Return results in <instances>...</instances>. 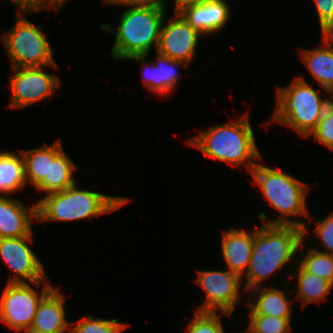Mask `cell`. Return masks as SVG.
<instances>
[{"mask_svg": "<svg viewBox=\"0 0 333 333\" xmlns=\"http://www.w3.org/2000/svg\"><path fill=\"white\" fill-rule=\"evenodd\" d=\"M25 333H49V332H45L39 329H33V328H29L27 330H25Z\"/></svg>", "mask_w": 333, "mask_h": 333, "instance_id": "35", "label": "cell"}, {"mask_svg": "<svg viewBox=\"0 0 333 333\" xmlns=\"http://www.w3.org/2000/svg\"><path fill=\"white\" fill-rule=\"evenodd\" d=\"M43 67L13 68L10 78L11 102L9 108H22L50 98L61 86L57 75L45 73Z\"/></svg>", "mask_w": 333, "mask_h": 333, "instance_id": "10", "label": "cell"}, {"mask_svg": "<svg viewBox=\"0 0 333 333\" xmlns=\"http://www.w3.org/2000/svg\"><path fill=\"white\" fill-rule=\"evenodd\" d=\"M110 0H103L104 4H107Z\"/></svg>", "mask_w": 333, "mask_h": 333, "instance_id": "36", "label": "cell"}, {"mask_svg": "<svg viewBox=\"0 0 333 333\" xmlns=\"http://www.w3.org/2000/svg\"><path fill=\"white\" fill-rule=\"evenodd\" d=\"M19 8V13H29L35 11H41L42 9L48 7L50 8L43 0H11Z\"/></svg>", "mask_w": 333, "mask_h": 333, "instance_id": "31", "label": "cell"}, {"mask_svg": "<svg viewBox=\"0 0 333 333\" xmlns=\"http://www.w3.org/2000/svg\"><path fill=\"white\" fill-rule=\"evenodd\" d=\"M32 234L16 238H0V256L15 272L7 283H27L24 280L27 279L39 288L40 284L47 280L43 264L28 245L33 243Z\"/></svg>", "mask_w": 333, "mask_h": 333, "instance_id": "11", "label": "cell"}, {"mask_svg": "<svg viewBox=\"0 0 333 333\" xmlns=\"http://www.w3.org/2000/svg\"><path fill=\"white\" fill-rule=\"evenodd\" d=\"M165 6L166 4H156L128 7L122 14L117 29L101 24L103 30L115 31L112 58L124 60L135 55H148L153 45L157 51L162 22L166 15Z\"/></svg>", "mask_w": 333, "mask_h": 333, "instance_id": "3", "label": "cell"}, {"mask_svg": "<svg viewBox=\"0 0 333 333\" xmlns=\"http://www.w3.org/2000/svg\"><path fill=\"white\" fill-rule=\"evenodd\" d=\"M298 273L297 277V293L296 299L301 301L302 307L306 304L320 303L321 300H326V296L329 294L333 285L318 277L317 275L311 274L305 271L300 265L296 269Z\"/></svg>", "mask_w": 333, "mask_h": 333, "instance_id": "22", "label": "cell"}, {"mask_svg": "<svg viewBox=\"0 0 333 333\" xmlns=\"http://www.w3.org/2000/svg\"><path fill=\"white\" fill-rule=\"evenodd\" d=\"M107 4H119L120 6L141 7L156 4H165L164 0H110Z\"/></svg>", "mask_w": 333, "mask_h": 333, "instance_id": "32", "label": "cell"}, {"mask_svg": "<svg viewBox=\"0 0 333 333\" xmlns=\"http://www.w3.org/2000/svg\"><path fill=\"white\" fill-rule=\"evenodd\" d=\"M20 152L24 159L26 180L36 187L44 178H48L49 145Z\"/></svg>", "mask_w": 333, "mask_h": 333, "instance_id": "23", "label": "cell"}, {"mask_svg": "<svg viewBox=\"0 0 333 333\" xmlns=\"http://www.w3.org/2000/svg\"><path fill=\"white\" fill-rule=\"evenodd\" d=\"M26 184L23 157L14 152L0 151V196L16 193Z\"/></svg>", "mask_w": 333, "mask_h": 333, "instance_id": "21", "label": "cell"}, {"mask_svg": "<svg viewBox=\"0 0 333 333\" xmlns=\"http://www.w3.org/2000/svg\"><path fill=\"white\" fill-rule=\"evenodd\" d=\"M248 333H289L291 318H280L269 315L249 314Z\"/></svg>", "mask_w": 333, "mask_h": 333, "instance_id": "26", "label": "cell"}, {"mask_svg": "<svg viewBox=\"0 0 333 333\" xmlns=\"http://www.w3.org/2000/svg\"><path fill=\"white\" fill-rule=\"evenodd\" d=\"M69 188L48 193L37 201V221H74L100 216L119 209L128 202L125 197L109 196L92 190Z\"/></svg>", "mask_w": 333, "mask_h": 333, "instance_id": "6", "label": "cell"}, {"mask_svg": "<svg viewBox=\"0 0 333 333\" xmlns=\"http://www.w3.org/2000/svg\"><path fill=\"white\" fill-rule=\"evenodd\" d=\"M148 55H135L127 60H135L141 62L143 67L144 84L146 87L155 93H160V95L170 92L176 86L179 81V75L177 73L176 68L178 67H187L189 64L184 63L182 61L173 60L168 58L167 56L161 55L157 52L156 58L157 62L154 63L149 61V63L145 59Z\"/></svg>", "mask_w": 333, "mask_h": 333, "instance_id": "14", "label": "cell"}, {"mask_svg": "<svg viewBox=\"0 0 333 333\" xmlns=\"http://www.w3.org/2000/svg\"><path fill=\"white\" fill-rule=\"evenodd\" d=\"M66 299L53 287L39 302L30 328L49 333H64L70 330V323L65 318Z\"/></svg>", "mask_w": 333, "mask_h": 333, "instance_id": "18", "label": "cell"}, {"mask_svg": "<svg viewBox=\"0 0 333 333\" xmlns=\"http://www.w3.org/2000/svg\"><path fill=\"white\" fill-rule=\"evenodd\" d=\"M33 218L37 220V203L25 210L23 201L0 196V238L30 235Z\"/></svg>", "mask_w": 333, "mask_h": 333, "instance_id": "15", "label": "cell"}, {"mask_svg": "<svg viewBox=\"0 0 333 333\" xmlns=\"http://www.w3.org/2000/svg\"><path fill=\"white\" fill-rule=\"evenodd\" d=\"M2 38L12 68L58 67L52 57L54 49L43 31L27 20L23 13L17 14L15 25Z\"/></svg>", "mask_w": 333, "mask_h": 333, "instance_id": "7", "label": "cell"}, {"mask_svg": "<svg viewBox=\"0 0 333 333\" xmlns=\"http://www.w3.org/2000/svg\"><path fill=\"white\" fill-rule=\"evenodd\" d=\"M174 1H175L174 13H179L186 7L203 3L207 0H174Z\"/></svg>", "mask_w": 333, "mask_h": 333, "instance_id": "33", "label": "cell"}, {"mask_svg": "<svg viewBox=\"0 0 333 333\" xmlns=\"http://www.w3.org/2000/svg\"><path fill=\"white\" fill-rule=\"evenodd\" d=\"M253 131L245 113L231 123L209 127L208 130L188 139L187 143L202 151L205 157L233 166L245 165L251 172L257 165L254 163L255 160L262 161Z\"/></svg>", "mask_w": 333, "mask_h": 333, "instance_id": "2", "label": "cell"}, {"mask_svg": "<svg viewBox=\"0 0 333 333\" xmlns=\"http://www.w3.org/2000/svg\"><path fill=\"white\" fill-rule=\"evenodd\" d=\"M70 328L68 333H121L127 326L118 322V319L106 320L91 315L82 317Z\"/></svg>", "mask_w": 333, "mask_h": 333, "instance_id": "25", "label": "cell"}, {"mask_svg": "<svg viewBox=\"0 0 333 333\" xmlns=\"http://www.w3.org/2000/svg\"><path fill=\"white\" fill-rule=\"evenodd\" d=\"M311 134L317 142L333 150V100L326 107L322 118Z\"/></svg>", "mask_w": 333, "mask_h": 333, "instance_id": "28", "label": "cell"}, {"mask_svg": "<svg viewBox=\"0 0 333 333\" xmlns=\"http://www.w3.org/2000/svg\"><path fill=\"white\" fill-rule=\"evenodd\" d=\"M76 169V165L67 156L58 138L54 144L49 145L48 178H44L36 186V190L48 194L69 188L77 183L73 177Z\"/></svg>", "mask_w": 333, "mask_h": 333, "instance_id": "17", "label": "cell"}, {"mask_svg": "<svg viewBox=\"0 0 333 333\" xmlns=\"http://www.w3.org/2000/svg\"><path fill=\"white\" fill-rule=\"evenodd\" d=\"M249 267L242 287L245 291L263 286L265 279L288 264L304 247V229L295 225L256 227Z\"/></svg>", "mask_w": 333, "mask_h": 333, "instance_id": "1", "label": "cell"}, {"mask_svg": "<svg viewBox=\"0 0 333 333\" xmlns=\"http://www.w3.org/2000/svg\"><path fill=\"white\" fill-rule=\"evenodd\" d=\"M49 7L54 8L57 12L67 0H43Z\"/></svg>", "mask_w": 333, "mask_h": 333, "instance_id": "34", "label": "cell"}, {"mask_svg": "<svg viewBox=\"0 0 333 333\" xmlns=\"http://www.w3.org/2000/svg\"><path fill=\"white\" fill-rule=\"evenodd\" d=\"M168 20L165 25L162 22L156 52L173 60L190 64L195 57L199 36L202 34L188 24L179 13H174Z\"/></svg>", "mask_w": 333, "mask_h": 333, "instance_id": "12", "label": "cell"}, {"mask_svg": "<svg viewBox=\"0 0 333 333\" xmlns=\"http://www.w3.org/2000/svg\"><path fill=\"white\" fill-rule=\"evenodd\" d=\"M226 0H207L183 9L179 14L194 29L204 35L221 31L231 16Z\"/></svg>", "mask_w": 333, "mask_h": 333, "instance_id": "13", "label": "cell"}, {"mask_svg": "<svg viewBox=\"0 0 333 333\" xmlns=\"http://www.w3.org/2000/svg\"><path fill=\"white\" fill-rule=\"evenodd\" d=\"M320 30L323 34H333V0H314Z\"/></svg>", "mask_w": 333, "mask_h": 333, "instance_id": "29", "label": "cell"}, {"mask_svg": "<svg viewBox=\"0 0 333 333\" xmlns=\"http://www.w3.org/2000/svg\"><path fill=\"white\" fill-rule=\"evenodd\" d=\"M322 38L325 47L302 49L301 59L326 93L333 95V34H323Z\"/></svg>", "mask_w": 333, "mask_h": 333, "instance_id": "19", "label": "cell"}, {"mask_svg": "<svg viewBox=\"0 0 333 333\" xmlns=\"http://www.w3.org/2000/svg\"><path fill=\"white\" fill-rule=\"evenodd\" d=\"M255 185L262 191L270 206L278 210L281 215L274 220H266V225H295L304 229V235L308 232L302 221L288 219L287 216L304 215L309 218L306 209L308 187L305 182L297 180L289 173L281 171L278 167L272 169L262 164H257L250 172Z\"/></svg>", "mask_w": 333, "mask_h": 333, "instance_id": "5", "label": "cell"}, {"mask_svg": "<svg viewBox=\"0 0 333 333\" xmlns=\"http://www.w3.org/2000/svg\"><path fill=\"white\" fill-rule=\"evenodd\" d=\"M195 280L206 293V298L196 311L217 312V309L228 317L233 315L236 302L240 297L242 278L230 270H198Z\"/></svg>", "mask_w": 333, "mask_h": 333, "instance_id": "9", "label": "cell"}, {"mask_svg": "<svg viewBox=\"0 0 333 333\" xmlns=\"http://www.w3.org/2000/svg\"><path fill=\"white\" fill-rule=\"evenodd\" d=\"M223 258L228 270L241 278L246 273L252 254L254 231L236 228L223 232L221 240Z\"/></svg>", "mask_w": 333, "mask_h": 333, "instance_id": "16", "label": "cell"}, {"mask_svg": "<svg viewBox=\"0 0 333 333\" xmlns=\"http://www.w3.org/2000/svg\"><path fill=\"white\" fill-rule=\"evenodd\" d=\"M217 312H200L187 325V333H225Z\"/></svg>", "mask_w": 333, "mask_h": 333, "instance_id": "27", "label": "cell"}, {"mask_svg": "<svg viewBox=\"0 0 333 333\" xmlns=\"http://www.w3.org/2000/svg\"><path fill=\"white\" fill-rule=\"evenodd\" d=\"M52 288L48 281L41 293L28 283H7L0 297V321L16 332L29 329L39 302Z\"/></svg>", "mask_w": 333, "mask_h": 333, "instance_id": "8", "label": "cell"}, {"mask_svg": "<svg viewBox=\"0 0 333 333\" xmlns=\"http://www.w3.org/2000/svg\"><path fill=\"white\" fill-rule=\"evenodd\" d=\"M320 91L313 89L303 77L295 76L287 87H278L276 108L270 121L284 124L307 138L333 99L331 93H327V98H321Z\"/></svg>", "mask_w": 333, "mask_h": 333, "instance_id": "4", "label": "cell"}, {"mask_svg": "<svg viewBox=\"0 0 333 333\" xmlns=\"http://www.w3.org/2000/svg\"><path fill=\"white\" fill-rule=\"evenodd\" d=\"M254 294V300L247 302V308L249 314H261L276 316L280 318L292 317L291 300L288 299L291 292H287L282 289H276L275 287L259 286L251 289ZM254 290V291H253ZM288 295V296H287Z\"/></svg>", "mask_w": 333, "mask_h": 333, "instance_id": "20", "label": "cell"}, {"mask_svg": "<svg viewBox=\"0 0 333 333\" xmlns=\"http://www.w3.org/2000/svg\"><path fill=\"white\" fill-rule=\"evenodd\" d=\"M296 263L305 271L317 275L333 285V255L311 248Z\"/></svg>", "mask_w": 333, "mask_h": 333, "instance_id": "24", "label": "cell"}, {"mask_svg": "<svg viewBox=\"0 0 333 333\" xmlns=\"http://www.w3.org/2000/svg\"><path fill=\"white\" fill-rule=\"evenodd\" d=\"M317 225L313 229L321 240L322 246L325 250L322 252L333 255V213H330L321 222H316Z\"/></svg>", "mask_w": 333, "mask_h": 333, "instance_id": "30", "label": "cell"}]
</instances>
